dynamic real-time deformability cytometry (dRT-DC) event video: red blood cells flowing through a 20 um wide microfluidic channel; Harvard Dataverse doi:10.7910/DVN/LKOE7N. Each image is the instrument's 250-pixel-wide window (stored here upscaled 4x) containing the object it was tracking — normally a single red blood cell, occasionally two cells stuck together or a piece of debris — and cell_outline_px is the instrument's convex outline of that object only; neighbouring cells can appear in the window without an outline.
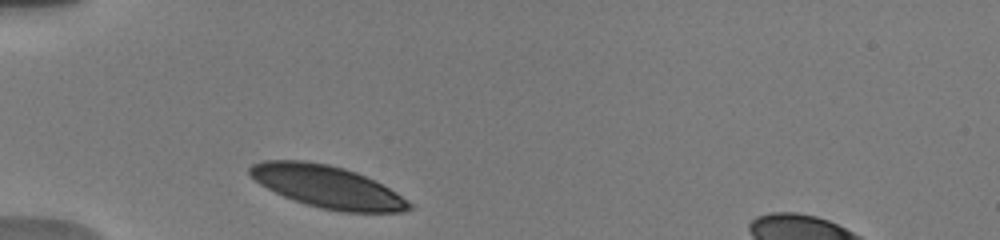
{"species": "human", "species_latin": "Homo sapiens", "temperature_condition": "warm", "stored_images_in_passage": 32, "camera_frame_rate_fps": 3000, "um_per_image_px": 0.085, "donor": {"sex": "male"}, "frame": {"image": 1, "passage_image": 1, "time_ms": 0.0, "image_size_px": [1000, 240], "cell_outline_px": [[412, 208], [404, 212], [340, 212], [320, 208], [284, 196], [260, 184], [248, 172], [248, 168], [252, 164], [264, 160], [304, 160], [328, 164], [344, 168], [356, 172], [396, 192], [408, 200], [412, 204]], "centroid_in_image_um": [27.83, 15.87], "position_along_channel_um": 57.2, "area_um2": 38.9}}
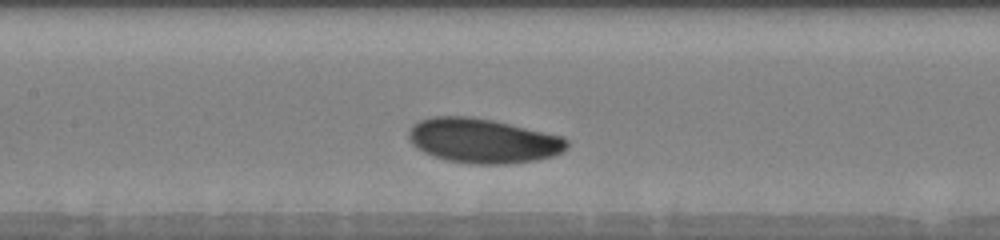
{"frame": {"image": 2, "passage_image": 12, "time_ms": 3.333, "image_size_px": [1000, 240], "cell_outline_px": [[568, 148], [564, 152], [552, 156], [536, 160], [508, 164], [472, 164], [448, 160], [432, 156], [416, 148], [412, 144], [408, 136], [408, 132], [412, 124], [420, 120], [432, 116], [468, 116], [492, 120], [560, 136], [568, 140]], "centroid_in_image_um": [41.02, 11.97], "position_along_channel_um": 166.4, "area_um2": 41.1}}
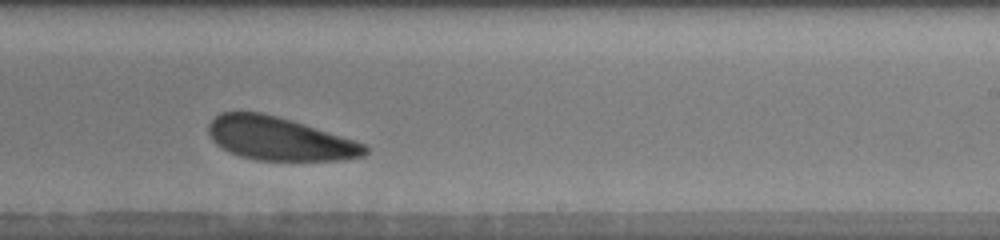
{"frame": {"image": 3, "passage_image": 20, "time_ms": 6.0, "image_size_px": [1000, 240], "cell_outline_px": [[368, 152], [364, 156], [344, 160], [256, 160], [240, 156], [228, 152], [220, 148], [212, 140], [208, 132], [208, 124], [220, 112], [260, 112], [276, 116], [304, 124], [364, 144], [368, 148]], "centroid_in_image_um": [23.7, 11.8], "position_along_channel_um": 265.3, "area_um2": 39.19}, "authors_computed_cell_mechanics": {"area_um2": 40.5178, "velocity_mm_per_s": 3.7195, "shape_relaxation_time_tau1_ms": 1.3191, "shape_relaxation_time_tau2_ms": null, "deformation_change_tau1": 0.0814, "deformation_change_tau2": null}}